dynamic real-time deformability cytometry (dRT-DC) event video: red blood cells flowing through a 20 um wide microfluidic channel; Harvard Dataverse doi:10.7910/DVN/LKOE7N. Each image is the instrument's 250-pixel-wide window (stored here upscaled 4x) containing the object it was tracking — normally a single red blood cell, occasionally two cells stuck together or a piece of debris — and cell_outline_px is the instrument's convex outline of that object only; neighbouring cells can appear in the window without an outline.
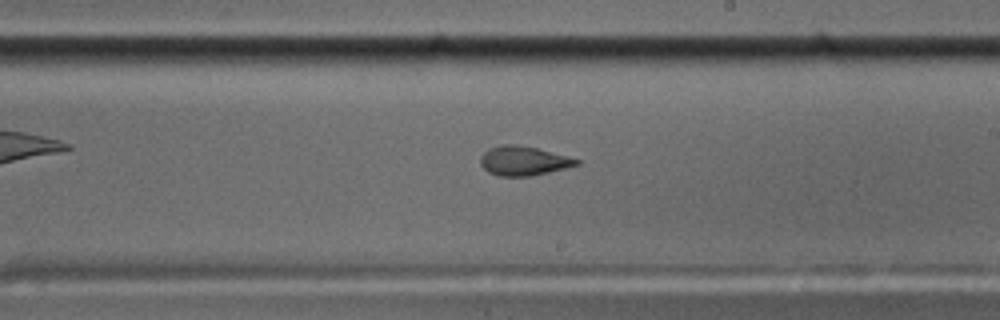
{"species": "common noctule bat (a hibernating species)", "species_latin": "Nyctalus noctula", "temperature_condition": "cold", "stored_images_in_passage": 57, "segment_of_instrument_passage": [1, 2], "camera_frame_rate_fps": 3000, "um_per_image_px": 0.085, "animal": {"sex": "male", "body_mass_g": 17.5, "forearm_length_mm": 52.3}, "frame": {"image": 1, "passage_image": 33, "time_ms": 10.667, "image_size_px": [1000, 320], "cell_outline_px": [[580, 164], [568, 168], [528, 176], [500, 176], [488, 172], [480, 164], [480, 156], [488, 148], [500, 144], [516, 144], [536, 148], [568, 156], [580, 160]], "centroid_in_image_um": [44.48, 13.66], "position_along_channel_um": 244.5, "area_um2": 16.47}}